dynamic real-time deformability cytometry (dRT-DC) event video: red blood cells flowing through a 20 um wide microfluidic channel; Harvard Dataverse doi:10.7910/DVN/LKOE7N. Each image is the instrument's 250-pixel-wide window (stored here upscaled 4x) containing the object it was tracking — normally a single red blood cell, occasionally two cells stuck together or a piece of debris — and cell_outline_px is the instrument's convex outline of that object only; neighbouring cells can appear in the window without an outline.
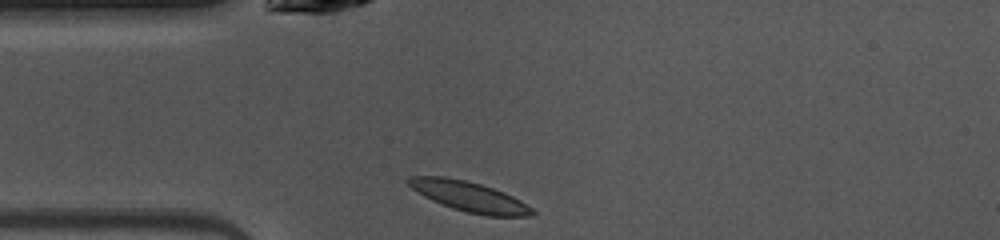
{"species": "common noctule bat (a hibernating species)", "species_latin": "Nyctalus noctula", "temperature_condition": "warm", "stored_images_in_passage": 38, "camera_frame_rate_fps": 3000, "um_per_image_px": 0.085, "animal": {"sex": "female", "body_mass_g": 10.0, "forearm_length_mm": 53.1}, "frame": {"image": 1, "passage_image": 1, "time_ms": 0.0, "image_size_px": [1000, 240], "cell_outline_px": [[536, 212], [532, 216], [484, 216], [452, 208], [432, 200], [424, 196], [412, 188], [404, 180], [408, 176], [444, 176], [464, 180], [480, 184], [504, 192], [520, 200], [532, 208]], "centroid_in_image_um": [39.87, 16.7], "position_along_channel_um": 45.1, "area_um2": 21.62}}
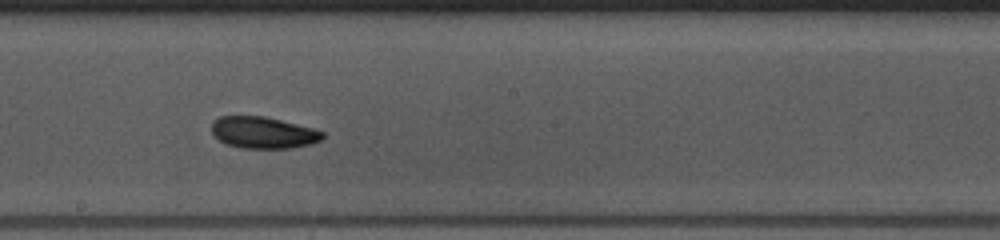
{"frame": {"image": 2, "passage_image": 15, "time_ms": 4.667, "image_size_px": [1000, 240], "cell_outline_px": [[324, 136], [320, 140], [312, 144], [292, 148], [240, 148], [224, 144], [212, 136], [212, 120], [220, 116], [264, 116], [312, 128], [324, 132]], "centroid_in_image_um": [22.32, 11.28], "position_along_channel_um": 225.9, "area_um2": 20.63}}
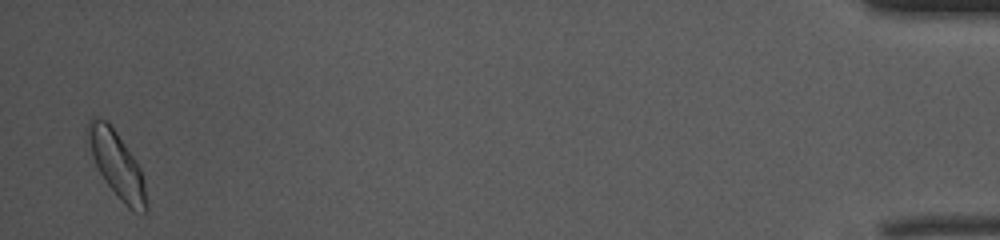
{"frame": {"image": 3, "passage_image": 37, "time_ms": 12.0, "image_size_px": [1000, 240], "cell_outline_px": [[148, 212], [144, 216], [128, 208], [116, 196], [104, 180], [84, 144], [84, 132], [88, 120], [92, 116], [104, 120], [116, 132], [140, 168], [144, 180], [148, 200]], "centroid_in_image_um": [9.88, 14.02], "position_along_channel_um": 425.3, "area_um2": 23.18}, "authors_computed_cell_mechanics": {"area_um2": 20.6057, "velocity_mm_per_s": 4.0371, "shape_relaxation_time_tau1_ms": 4.0066, "shape_relaxation_time_tau2_ms": null, "deformation_change_tau1": 0.1111, "deformation_change_tau2": null}}